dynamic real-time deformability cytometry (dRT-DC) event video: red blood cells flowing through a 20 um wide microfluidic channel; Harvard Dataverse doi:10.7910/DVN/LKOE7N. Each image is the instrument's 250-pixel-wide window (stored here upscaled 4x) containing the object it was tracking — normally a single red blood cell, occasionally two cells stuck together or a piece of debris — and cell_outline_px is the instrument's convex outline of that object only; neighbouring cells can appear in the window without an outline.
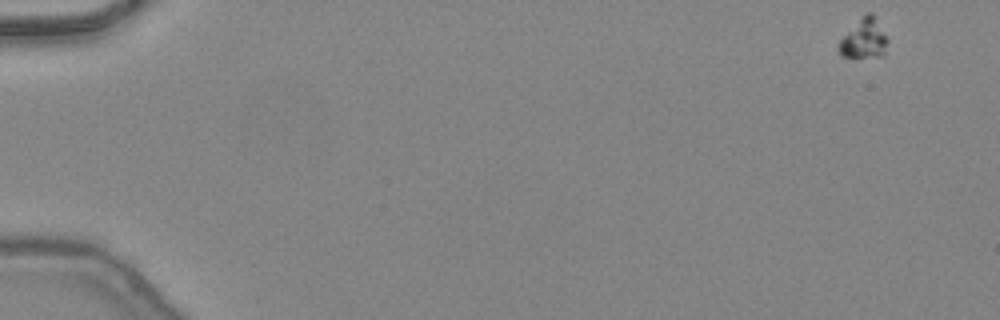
{"species": "common noctule bat (a hibernating species)", "species_latin": "Nyctalus noctula", "temperature_condition": "warm", "stored_images_in_passage": 7, "camera_frame_rate_fps": 3000, "um_per_image_px": 0.085, "animal": {"sex": "female", "body_mass_g": 24.6, "forearm_length_mm": 56.2}, "frame": {"image": 1, "passage_image": 1, "time_ms": 0.0, "image_size_px": [1000, 320], "cell_outline_px": [[888, 40], [884, 56], [840, 56], [836, 48], [840, 40], [868, 12], [872, 12]], "centroid_in_image_um": [73.44, 3.33], "position_along_channel_um": 11.6, "area_um2": 10.81}}